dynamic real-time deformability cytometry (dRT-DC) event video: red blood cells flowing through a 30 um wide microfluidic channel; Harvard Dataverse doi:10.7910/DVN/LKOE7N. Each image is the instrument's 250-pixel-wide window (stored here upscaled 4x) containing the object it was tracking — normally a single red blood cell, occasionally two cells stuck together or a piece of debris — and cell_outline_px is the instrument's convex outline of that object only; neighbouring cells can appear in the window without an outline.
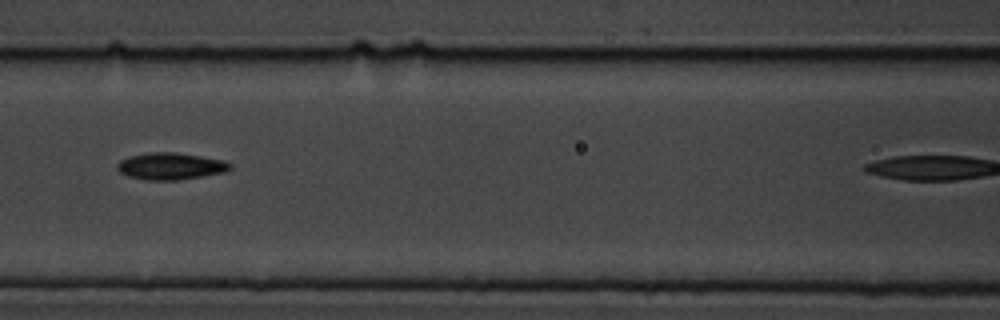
{"species": "common noctule bat (a hibernating species)", "species_latin": "Nyctalus noctula", "temperature_condition": "cold", "stored_images_in_passage": 6, "camera_frame_rate_fps": 3000, "um_per_image_px": 0.085, "animal": {"sex": "male", "body_mass_g": 19.5, "forearm_length_mm": 54.6}, "frame": {"image": 1, "passage_image": 5, "time_ms": 4.667, "image_size_px": [1000, 320], "cell_outline_px": [[232, 168], [224, 172], [180, 180], [144, 180], [128, 176], [120, 172], [116, 168], [116, 164], [120, 160], [128, 156], [148, 152], [176, 152], [224, 160], [232, 164]], "centroid_in_image_um": [14.47, 14.12], "position_along_channel_um": 152.1, "area_um2": 17.86}}